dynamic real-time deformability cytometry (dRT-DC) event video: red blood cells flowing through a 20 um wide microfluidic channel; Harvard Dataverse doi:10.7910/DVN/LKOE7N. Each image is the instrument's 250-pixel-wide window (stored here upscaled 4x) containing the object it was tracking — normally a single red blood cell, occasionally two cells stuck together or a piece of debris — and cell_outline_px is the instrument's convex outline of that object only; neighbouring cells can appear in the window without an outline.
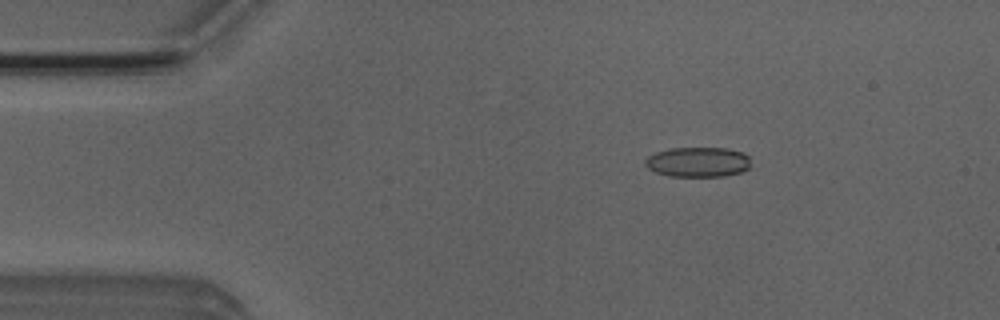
{"species": "Egyptian fruit bat (a non-hibernating species)", "species_latin": "Rousettus aegyptiacus", "temperature_condition": "room temperature", "stored_images_in_passage": 3, "camera_frame_rate_fps": 3000, "um_per_image_px": 0.085, "animal": {"sex": "male"}, "frame": {"image": 1, "passage_image": 1, "time_ms": 0.0, "image_size_px": [1000, 320], "cell_outline_px": [[748, 168], [740, 172], [724, 176], [668, 176], [656, 172], [648, 168], [644, 164], [644, 160], [648, 156], [656, 152], [672, 148], [724, 148], [744, 152], [748, 156]], "centroid_in_image_um": [59.29, 13.77], "position_along_channel_um": 25.7, "area_um2": 18.32}}